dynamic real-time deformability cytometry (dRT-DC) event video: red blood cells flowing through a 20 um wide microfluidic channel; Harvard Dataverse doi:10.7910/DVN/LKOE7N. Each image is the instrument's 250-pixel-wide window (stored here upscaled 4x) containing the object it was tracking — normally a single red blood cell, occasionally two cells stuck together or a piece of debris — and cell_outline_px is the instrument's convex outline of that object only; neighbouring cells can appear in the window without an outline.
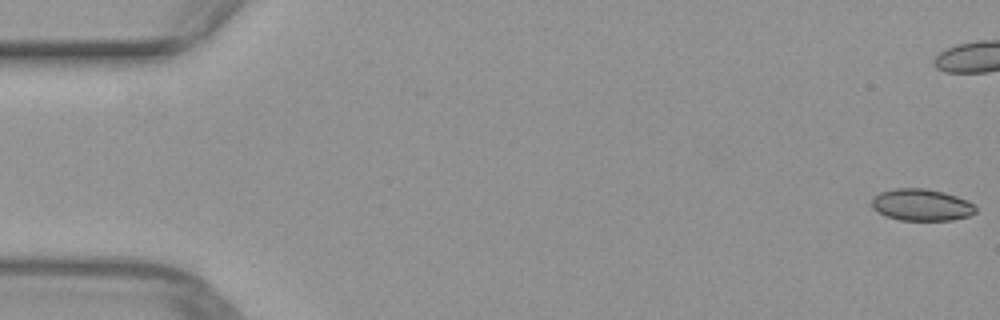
{"species": "common noctule bat (a hibernating species)", "species_latin": "Nyctalus noctula", "temperature_condition": "warm", "stored_images_in_passage": 52, "camera_frame_rate_fps": 3000, "um_per_image_px": 0.085, "animal": {"sex": "female", "body_mass_g": 29.2, "forearm_length_mm": 56.3}, "frame": {"image": 1, "passage_image": 1, "time_ms": 0.0, "image_size_px": [1000, 320], "cell_outline_px": [[976, 212], [968, 216], [952, 220], [900, 220], [884, 216], [872, 208], [872, 196], [880, 192], [892, 188], [924, 188], [944, 192], [968, 200], [976, 208]], "centroid_in_image_um": [78.29, 17.41], "position_along_channel_um": 6.7, "area_um2": 19.42}}
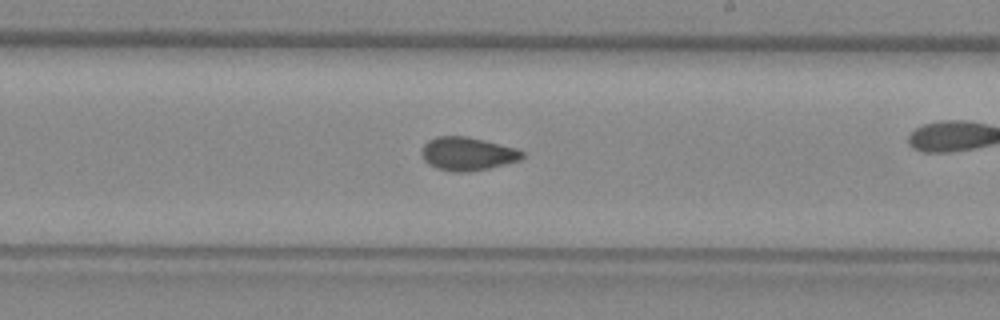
{"frame": {"image": 2, "passage_image": 30, "time_ms": 9.667, "image_size_px": [1000, 320], "cell_outline_px": [[524, 156], [520, 160], [488, 168], [468, 172], [452, 172], [436, 168], [428, 164], [424, 160], [424, 144], [428, 140], [436, 136], [464, 136], [484, 140], [516, 148], [524, 152]], "centroid_in_image_um": [39.75, 13.07], "position_along_channel_um": 249.3, "area_um2": 19.36}}
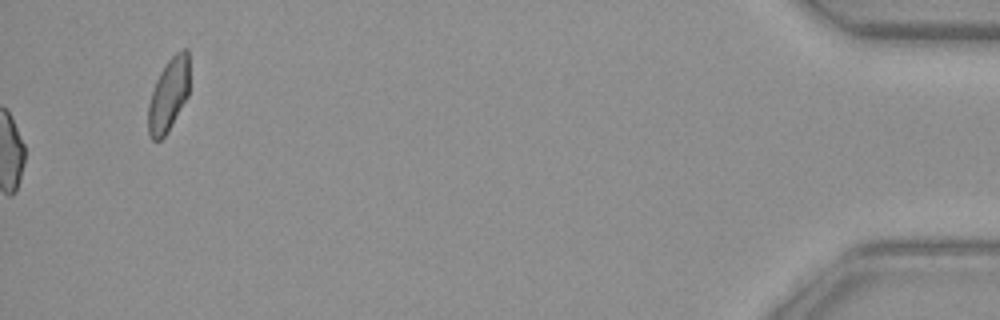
{"frame": {"image": 3, "passage_image": 52, "time_ms": 17.0, "image_size_px": [1000, 320], "cell_outline_px": [[188, 96], [168, 132], [160, 140], [152, 140], [148, 132], [148, 104], [156, 80], [160, 72], [168, 60], [180, 48], [188, 48]], "centroid_in_image_um": [14.32, 8.06], "position_along_channel_um": 420.9, "area_um2": 17.57}}